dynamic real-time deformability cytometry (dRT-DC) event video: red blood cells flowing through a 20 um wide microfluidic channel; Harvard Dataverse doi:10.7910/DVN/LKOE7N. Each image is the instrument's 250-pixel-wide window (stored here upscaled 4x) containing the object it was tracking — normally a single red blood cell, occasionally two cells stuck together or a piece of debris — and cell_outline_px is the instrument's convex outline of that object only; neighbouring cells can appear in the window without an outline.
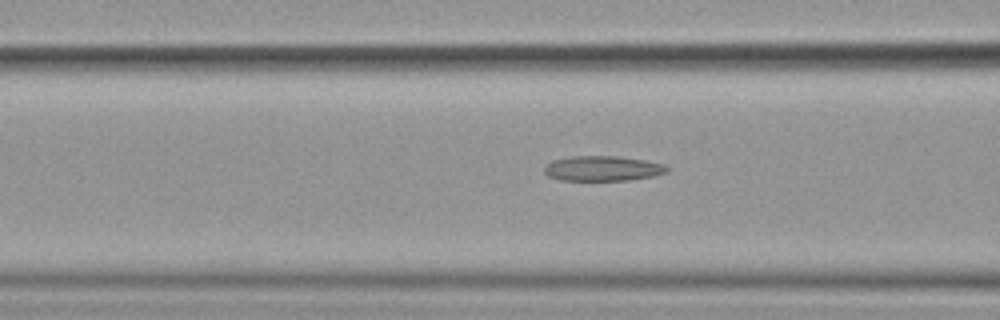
{"species": "common noctule bat (a hibernating species)", "species_latin": "Nyctalus noctula", "temperature_condition": "cold", "stored_images_in_passage": 14, "camera_frame_rate_fps": 3000, "um_per_image_px": 0.085, "animal": {"sex": "female", "body_mass_g": 19.9}, "frame": {"image": 1, "passage_image": 12, "time_ms": 3.667, "image_size_px": [1000, 320], "cell_outline_px": [[668, 172], [652, 176], [628, 180], [560, 180], [548, 176], [544, 172], [544, 168], [552, 160], [572, 156], [620, 156], [644, 160], [664, 164], [668, 168]], "centroid_in_image_um": [51.22, 14.31], "position_along_channel_um": 115.4, "area_um2": 17.86}}